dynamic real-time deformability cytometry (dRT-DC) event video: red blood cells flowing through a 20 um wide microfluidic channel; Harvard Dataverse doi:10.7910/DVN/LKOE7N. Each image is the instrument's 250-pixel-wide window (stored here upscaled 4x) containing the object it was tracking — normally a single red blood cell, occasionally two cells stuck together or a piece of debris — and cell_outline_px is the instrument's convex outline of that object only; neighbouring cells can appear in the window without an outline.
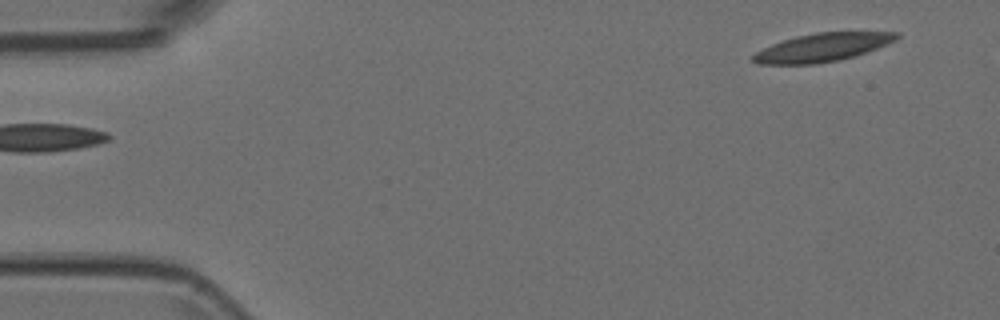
{"species": "Egyptian fruit bat (a non-hibernating species)", "species_latin": "Rousettus aegyptiacus", "temperature_condition": "room temperature", "stored_images_in_passage": 2, "camera_frame_rate_fps": 3000, "um_per_image_px": 0.085, "animal": {"sex": "female"}, "frame": {"image": 1, "passage_image": 2, "time_ms": 0.333, "image_size_px": [1000, 320], "cell_outline_px": [[900, 36], [896, 40], [876, 48], [852, 56], [836, 60], [816, 64], [756, 64], [752, 60], [752, 56], [756, 52], [772, 44], [796, 36], [816, 32], [900, 32]], "centroid_in_image_um": [69.88, 4.02], "position_along_channel_um": 15.1, "area_um2": 23.29}}